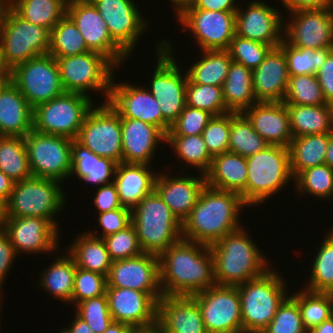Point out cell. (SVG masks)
<instances>
[{"label":"cell","instance_id":"6da1fadb","mask_svg":"<svg viewBox=\"0 0 333 333\" xmlns=\"http://www.w3.org/2000/svg\"><path fill=\"white\" fill-rule=\"evenodd\" d=\"M158 257L164 296H192L216 284L208 245L181 238Z\"/></svg>","mask_w":333,"mask_h":333},{"label":"cell","instance_id":"7a4b0ae2","mask_svg":"<svg viewBox=\"0 0 333 333\" xmlns=\"http://www.w3.org/2000/svg\"><path fill=\"white\" fill-rule=\"evenodd\" d=\"M243 206L247 205L240 194L205 185L190 215L182 223V238L208 246L214 244L242 227L239 214Z\"/></svg>","mask_w":333,"mask_h":333},{"label":"cell","instance_id":"3957f363","mask_svg":"<svg viewBox=\"0 0 333 333\" xmlns=\"http://www.w3.org/2000/svg\"><path fill=\"white\" fill-rule=\"evenodd\" d=\"M250 237L242 226L209 246L217 285L237 286L270 269L264 253Z\"/></svg>","mask_w":333,"mask_h":333},{"label":"cell","instance_id":"277c9868","mask_svg":"<svg viewBox=\"0 0 333 333\" xmlns=\"http://www.w3.org/2000/svg\"><path fill=\"white\" fill-rule=\"evenodd\" d=\"M131 224L144 253L159 256L182 238V223L155 190L131 210Z\"/></svg>","mask_w":333,"mask_h":333},{"label":"cell","instance_id":"5b68a950","mask_svg":"<svg viewBox=\"0 0 333 333\" xmlns=\"http://www.w3.org/2000/svg\"><path fill=\"white\" fill-rule=\"evenodd\" d=\"M285 282L281 273L272 268L255 279L237 285L243 332L261 333L269 325L278 306L288 296Z\"/></svg>","mask_w":333,"mask_h":333},{"label":"cell","instance_id":"8992f818","mask_svg":"<svg viewBox=\"0 0 333 333\" xmlns=\"http://www.w3.org/2000/svg\"><path fill=\"white\" fill-rule=\"evenodd\" d=\"M246 161L247 206L260 205L284 189L288 182L294 183L287 147L269 145L262 151L247 157Z\"/></svg>","mask_w":333,"mask_h":333},{"label":"cell","instance_id":"52a82bcc","mask_svg":"<svg viewBox=\"0 0 333 333\" xmlns=\"http://www.w3.org/2000/svg\"><path fill=\"white\" fill-rule=\"evenodd\" d=\"M60 183L34 176L15 182L6 202L7 217H43L58 228L55 215L66 206V194L63 193Z\"/></svg>","mask_w":333,"mask_h":333},{"label":"cell","instance_id":"ba28073f","mask_svg":"<svg viewBox=\"0 0 333 333\" xmlns=\"http://www.w3.org/2000/svg\"><path fill=\"white\" fill-rule=\"evenodd\" d=\"M60 80L65 92L89 96V92L101 91L108 101L113 73L117 67L104 55L89 51L79 55L55 58ZM114 70V71H113ZM89 91V92H88Z\"/></svg>","mask_w":333,"mask_h":333},{"label":"cell","instance_id":"9c48e42d","mask_svg":"<svg viewBox=\"0 0 333 333\" xmlns=\"http://www.w3.org/2000/svg\"><path fill=\"white\" fill-rule=\"evenodd\" d=\"M93 103L85 95L64 92L33 108V130L76 139Z\"/></svg>","mask_w":333,"mask_h":333},{"label":"cell","instance_id":"30bf717a","mask_svg":"<svg viewBox=\"0 0 333 333\" xmlns=\"http://www.w3.org/2000/svg\"><path fill=\"white\" fill-rule=\"evenodd\" d=\"M157 42L156 53L158 63L155 66L148 91L160 104L163 118L172 125L182 113L185 105L187 74L182 75L173 57V44L163 40Z\"/></svg>","mask_w":333,"mask_h":333},{"label":"cell","instance_id":"8fae6325","mask_svg":"<svg viewBox=\"0 0 333 333\" xmlns=\"http://www.w3.org/2000/svg\"><path fill=\"white\" fill-rule=\"evenodd\" d=\"M50 31L19 16L11 7L0 27V48L13 69L37 56L49 53Z\"/></svg>","mask_w":333,"mask_h":333},{"label":"cell","instance_id":"7c38bea8","mask_svg":"<svg viewBox=\"0 0 333 333\" xmlns=\"http://www.w3.org/2000/svg\"><path fill=\"white\" fill-rule=\"evenodd\" d=\"M24 141L29 166L34 177L63 182L70 177L72 168V139L31 130Z\"/></svg>","mask_w":333,"mask_h":333},{"label":"cell","instance_id":"4fadbf2b","mask_svg":"<svg viewBox=\"0 0 333 333\" xmlns=\"http://www.w3.org/2000/svg\"><path fill=\"white\" fill-rule=\"evenodd\" d=\"M76 140L92 153L122 163L121 119L108 101L91 108Z\"/></svg>","mask_w":333,"mask_h":333},{"label":"cell","instance_id":"5bb4252c","mask_svg":"<svg viewBox=\"0 0 333 333\" xmlns=\"http://www.w3.org/2000/svg\"><path fill=\"white\" fill-rule=\"evenodd\" d=\"M11 82L33 108L65 92L57 61L49 53L14 67Z\"/></svg>","mask_w":333,"mask_h":333},{"label":"cell","instance_id":"9a60e30c","mask_svg":"<svg viewBox=\"0 0 333 333\" xmlns=\"http://www.w3.org/2000/svg\"><path fill=\"white\" fill-rule=\"evenodd\" d=\"M192 297L199 305L207 333L243 332L237 286L215 284Z\"/></svg>","mask_w":333,"mask_h":333},{"label":"cell","instance_id":"2e32d148","mask_svg":"<svg viewBox=\"0 0 333 333\" xmlns=\"http://www.w3.org/2000/svg\"><path fill=\"white\" fill-rule=\"evenodd\" d=\"M177 20L182 31H191L200 50H227L236 34V11L182 9Z\"/></svg>","mask_w":333,"mask_h":333},{"label":"cell","instance_id":"e0dca14e","mask_svg":"<svg viewBox=\"0 0 333 333\" xmlns=\"http://www.w3.org/2000/svg\"><path fill=\"white\" fill-rule=\"evenodd\" d=\"M104 19L112 39L130 56L148 21L133 0H89ZM140 12V13H139ZM146 19V20H145ZM145 30V31H144Z\"/></svg>","mask_w":333,"mask_h":333},{"label":"cell","instance_id":"ac0fdd59","mask_svg":"<svg viewBox=\"0 0 333 333\" xmlns=\"http://www.w3.org/2000/svg\"><path fill=\"white\" fill-rule=\"evenodd\" d=\"M291 14V15H290ZM284 23L283 39L295 48L333 47V10L311 9L289 13Z\"/></svg>","mask_w":333,"mask_h":333},{"label":"cell","instance_id":"d6986e66","mask_svg":"<svg viewBox=\"0 0 333 333\" xmlns=\"http://www.w3.org/2000/svg\"><path fill=\"white\" fill-rule=\"evenodd\" d=\"M107 287L129 288L150 294L157 302L163 296L160 286L159 257L151 253L113 261Z\"/></svg>","mask_w":333,"mask_h":333},{"label":"cell","instance_id":"ffe728a7","mask_svg":"<svg viewBox=\"0 0 333 333\" xmlns=\"http://www.w3.org/2000/svg\"><path fill=\"white\" fill-rule=\"evenodd\" d=\"M66 14L76 24L90 51L104 55L116 67L129 57L112 39L104 19L89 0L66 6Z\"/></svg>","mask_w":333,"mask_h":333},{"label":"cell","instance_id":"44dd1931","mask_svg":"<svg viewBox=\"0 0 333 333\" xmlns=\"http://www.w3.org/2000/svg\"><path fill=\"white\" fill-rule=\"evenodd\" d=\"M108 102L123 118L138 119L154 125L165 135L171 128L162 116L159 102L145 85L139 87L128 82L116 84L112 79Z\"/></svg>","mask_w":333,"mask_h":333},{"label":"cell","instance_id":"7402d4cb","mask_svg":"<svg viewBox=\"0 0 333 333\" xmlns=\"http://www.w3.org/2000/svg\"><path fill=\"white\" fill-rule=\"evenodd\" d=\"M2 230L8 235L17 255L57 252L59 228L43 217H7ZM30 253V254H29Z\"/></svg>","mask_w":333,"mask_h":333},{"label":"cell","instance_id":"603a6c76","mask_svg":"<svg viewBox=\"0 0 333 333\" xmlns=\"http://www.w3.org/2000/svg\"><path fill=\"white\" fill-rule=\"evenodd\" d=\"M246 7L236 10V35L273 48L279 47L284 30L281 12L261 0H253Z\"/></svg>","mask_w":333,"mask_h":333},{"label":"cell","instance_id":"cb8c5ba5","mask_svg":"<svg viewBox=\"0 0 333 333\" xmlns=\"http://www.w3.org/2000/svg\"><path fill=\"white\" fill-rule=\"evenodd\" d=\"M108 306L113 321L131 328H145L157 324L158 302L148 293L107 287Z\"/></svg>","mask_w":333,"mask_h":333},{"label":"cell","instance_id":"d4e9b609","mask_svg":"<svg viewBox=\"0 0 333 333\" xmlns=\"http://www.w3.org/2000/svg\"><path fill=\"white\" fill-rule=\"evenodd\" d=\"M166 174V175H164ZM206 185L204 174L195 176H168L158 172L155 178L154 190L169 207L181 223L190 215L196 205L202 189Z\"/></svg>","mask_w":333,"mask_h":333},{"label":"cell","instance_id":"484cf974","mask_svg":"<svg viewBox=\"0 0 333 333\" xmlns=\"http://www.w3.org/2000/svg\"><path fill=\"white\" fill-rule=\"evenodd\" d=\"M157 324L162 333H207L197 301L192 296H162Z\"/></svg>","mask_w":333,"mask_h":333},{"label":"cell","instance_id":"4316f807","mask_svg":"<svg viewBox=\"0 0 333 333\" xmlns=\"http://www.w3.org/2000/svg\"><path fill=\"white\" fill-rule=\"evenodd\" d=\"M289 78L283 50L280 47L272 48L252 71V86L257 102H283Z\"/></svg>","mask_w":333,"mask_h":333},{"label":"cell","instance_id":"83f0119b","mask_svg":"<svg viewBox=\"0 0 333 333\" xmlns=\"http://www.w3.org/2000/svg\"><path fill=\"white\" fill-rule=\"evenodd\" d=\"M120 119L122 163L151 165L157 145L166 142V135L158 127L138 119H128L122 116Z\"/></svg>","mask_w":333,"mask_h":333},{"label":"cell","instance_id":"f1b7e54d","mask_svg":"<svg viewBox=\"0 0 333 333\" xmlns=\"http://www.w3.org/2000/svg\"><path fill=\"white\" fill-rule=\"evenodd\" d=\"M242 114L269 145L289 147L293 135L284 102H256Z\"/></svg>","mask_w":333,"mask_h":333},{"label":"cell","instance_id":"f546056e","mask_svg":"<svg viewBox=\"0 0 333 333\" xmlns=\"http://www.w3.org/2000/svg\"><path fill=\"white\" fill-rule=\"evenodd\" d=\"M33 129V107L9 82L0 93V136L25 137Z\"/></svg>","mask_w":333,"mask_h":333},{"label":"cell","instance_id":"4dcf8cb0","mask_svg":"<svg viewBox=\"0 0 333 333\" xmlns=\"http://www.w3.org/2000/svg\"><path fill=\"white\" fill-rule=\"evenodd\" d=\"M247 177L246 158L229 151L213 156L211 167L205 174L207 186L238 193L245 204Z\"/></svg>","mask_w":333,"mask_h":333},{"label":"cell","instance_id":"1f68e13d","mask_svg":"<svg viewBox=\"0 0 333 333\" xmlns=\"http://www.w3.org/2000/svg\"><path fill=\"white\" fill-rule=\"evenodd\" d=\"M151 168L147 164H117L113 183L123 207L132 210L154 190L157 173Z\"/></svg>","mask_w":333,"mask_h":333},{"label":"cell","instance_id":"d6a6232c","mask_svg":"<svg viewBox=\"0 0 333 333\" xmlns=\"http://www.w3.org/2000/svg\"><path fill=\"white\" fill-rule=\"evenodd\" d=\"M72 168L70 178L78 176L84 183L96 184L100 187L112 183L117 163L92 153L76 139L71 142ZM75 175V176H74ZM110 180V181H109Z\"/></svg>","mask_w":333,"mask_h":333},{"label":"cell","instance_id":"836d02e7","mask_svg":"<svg viewBox=\"0 0 333 333\" xmlns=\"http://www.w3.org/2000/svg\"><path fill=\"white\" fill-rule=\"evenodd\" d=\"M293 138L333 132V105L286 104Z\"/></svg>","mask_w":333,"mask_h":333},{"label":"cell","instance_id":"e575fe53","mask_svg":"<svg viewBox=\"0 0 333 333\" xmlns=\"http://www.w3.org/2000/svg\"><path fill=\"white\" fill-rule=\"evenodd\" d=\"M330 134L295 137L289 144L290 168L294 179L304 170L325 164Z\"/></svg>","mask_w":333,"mask_h":333},{"label":"cell","instance_id":"d590c367","mask_svg":"<svg viewBox=\"0 0 333 333\" xmlns=\"http://www.w3.org/2000/svg\"><path fill=\"white\" fill-rule=\"evenodd\" d=\"M78 235L70 248L65 249L74 259L76 267L108 276L112 261L104 240L87 231Z\"/></svg>","mask_w":333,"mask_h":333},{"label":"cell","instance_id":"8d00e7d4","mask_svg":"<svg viewBox=\"0 0 333 333\" xmlns=\"http://www.w3.org/2000/svg\"><path fill=\"white\" fill-rule=\"evenodd\" d=\"M223 98L231 112L242 113L257 102L252 86V70L231 62L222 86Z\"/></svg>","mask_w":333,"mask_h":333},{"label":"cell","instance_id":"74e56055","mask_svg":"<svg viewBox=\"0 0 333 333\" xmlns=\"http://www.w3.org/2000/svg\"><path fill=\"white\" fill-rule=\"evenodd\" d=\"M76 264L72 256L60 254L40 276V287L55 299L71 305Z\"/></svg>","mask_w":333,"mask_h":333},{"label":"cell","instance_id":"f35d334b","mask_svg":"<svg viewBox=\"0 0 333 333\" xmlns=\"http://www.w3.org/2000/svg\"><path fill=\"white\" fill-rule=\"evenodd\" d=\"M200 52L203 54L200 60L193 62L189 69H186L188 80L191 83L222 87L232 62L229 52L227 50Z\"/></svg>","mask_w":333,"mask_h":333},{"label":"cell","instance_id":"ab89813d","mask_svg":"<svg viewBox=\"0 0 333 333\" xmlns=\"http://www.w3.org/2000/svg\"><path fill=\"white\" fill-rule=\"evenodd\" d=\"M0 171L14 182L32 177L24 137L0 136Z\"/></svg>","mask_w":333,"mask_h":333},{"label":"cell","instance_id":"60d3db41","mask_svg":"<svg viewBox=\"0 0 333 333\" xmlns=\"http://www.w3.org/2000/svg\"><path fill=\"white\" fill-rule=\"evenodd\" d=\"M11 8L25 20L49 31L66 15V6L60 0H11Z\"/></svg>","mask_w":333,"mask_h":333},{"label":"cell","instance_id":"b9f144b4","mask_svg":"<svg viewBox=\"0 0 333 333\" xmlns=\"http://www.w3.org/2000/svg\"><path fill=\"white\" fill-rule=\"evenodd\" d=\"M89 51L76 24L67 14L50 31L49 54L54 58L79 55Z\"/></svg>","mask_w":333,"mask_h":333},{"label":"cell","instance_id":"7bdbcfd3","mask_svg":"<svg viewBox=\"0 0 333 333\" xmlns=\"http://www.w3.org/2000/svg\"><path fill=\"white\" fill-rule=\"evenodd\" d=\"M291 297L297 302L303 326L306 330L315 327L333 316V294L312 292L305 288Z\"/></svg>","mask_w":333,"mask_h":333},{"label":"cell","instance_id":"ee69618b","mask_svg":"<svg viewBox=\"0 0 333 333\" xmlns=\"http://www.w3.org/2000/svg\"><path fill=\"white\" fill-rule=\"evenodd\" d=\"M168 144L183 163L198 168L200 174H206L212 164L213 156L208 152L202 134L190 136H166Z\"/></svg>","mask_w":333,"mask_h":333},{"label":"cell","instance_id":"f6af8a7d","mask_svg":"<svg viewBox=\"0 0 333 333\" xmlns=\"http://www.w3.org/2000/svg\"><path fill=\"white\" fill-rule=\"evenodd\" d=\"M267 146V141L253 129L242 113L231 112L229 152L247 158Z\"/></svg>","mask_w":333,"mask_h":333},{"label":"cell","instance_id":"bcb514c9","mask_svg":"<svg viewBox=\"0 0 333 333\" xmlns=\"http://www.w3.org/2000/svg\"><path fill=\"white\" fill-rule=\"evenodd\" d=\"M314 260L305 289L312 292L333 294V234L328 232Z\"/></svg>","mask_w":333,"mask_h":333},{"label":"cell","instance_id":"7dc6e473","mask_svg":"<svg viewBox=\"0 0 333 333\" xmlns=\"http://www.w3.org/2000/svg\"><path fill=\"white\" fill-rule=\"evenodd\" d=\"M279 47L283 50L287 59L290 76L313 74L326 61L328 55L333 51V47L322 49L295 48L284 39Z\"/></svg>","mask_w":333,"mask_h":333},{"label":"cell","instance_id":"c3c4849f","mask_svg":"<svg viewBox=\"0 0 333 333\" xmlns=\"http://www.w3.org/2000/svg\"><path fill=\"white\" fill-rule=\"evenodd\" d=\"M294 183L298 194H311L325 201L333 196V170L327 164L302 171Z\"/></svg>","mask_w":333,"mask_h":333},{"label":"cell","instance_id":"681fc988","mask_svg":"<svg viewBox=\"0 0 333 333\" xmlns=\"http://www.w3.org/2000/svg\"><path fill=\"white\" fill-rule=\"evenodd\" d=\"M285 104L318 106L327 104L316 75L290 76Z\"/></svg>","mask_w":333,"mask_h":333},{"label":"cell","instance_id":"f907efd6","mask_svg":"<svg viewBox=\"0 0 333 333\" xmlns=\"http://www.w3.org/2000/svg\"><path fill=\"white\" fill-rule=\"evenodd\" d=\"M186 105L205 110L213 116L231 112L224 101L222 87L191 83L187 80Z\"/></svg>","mask_w":333,"mask_h":333},{"label":"cell","instance_id":"816d5d0a","mask_svg":"<svg viewBox=\"0 0 333 333\" xmlns=\"http://www.w3.org/2000/svg\"><path fill=\"white\" fill-rule=\"evenodd\" d=\"M273 47L234 35L227 49L233 62L256 69Z\"/></svg>","mask_w":333,"mask_h":333},{"label":"cell","instance_id":"f5cc1de1","mask_svg":"<svg viewBox=\"0 0 333 333\" xmlns=\"http://www.w3.org/2000/svg\"><path fill=\"white\" fill-rule=\"evenodd\" d=\"M261 333H307L299 306L290 295L278 306L274 318Z\"/></svg>","mask_w":333,"mask_h":333},{"label":"cell","instance_id":"db71d44e","mask_svg":"<svg viewBox=\"0 0 333 333\" xmlns=\"http://www.w3.org/2000/svg\"><path fill=\"white\" fill-rule=\"evenodd\" d=\"M75 308V313L89 325L94 333H103L113 321L107 294L84 300Z\"/></svg>","mask_w":333,"mask_h":333},{"label":"cell","instance_id":"11a10c76","mask_svg":"<svg viewBox=\"0 0 333 333\" xmlns=\"http://www.w3.org/2000/svg\"><path fill=\"white\" fill-rule=\"evenodd\" d=\"M111 261L139 256L143 253L132 224L117 233L102 238Z\"/></svg>","mask_w":333,"mask_h":333},{"label":"cell","instance_id":"9f6ffc18","mask_svg":"<svg viewBox=\"0 0 333 333\" xmlns=\"http://www.w3.org/2000/svg\"><path fill=\"white\" fill-rule=\"evenodd\" d=\"M107 276L76 267L71 304L106 294Z\"/></svg>","mask_w":333,"mask_h":333},{"label":"cell","instance_id":"6f0895ef","mask_svg":"<svg viewBox=\"0 0 333 333\" xmlns=\"http://www.w3.org/2000/svg\"><path fill=\"white\" fill-rule=\"evenodd\" d=\"M231 128V112L213 116L202 136L208 152L212 155H218L229 151V138Z\"/></svg>","mask_w":333,"mask_h":333},{"label":"cell","instance_id":"680465c9","mask_svg":"<svg viewBox=\"0 0 333 333\" xmlns=\"http://www.w3.org/2000/svg\"><path fill=\"white\" fill-rule=\"evenodd\" d=\"M212 114L185 105L178 119L171 125L166 136H190L202 134Z\"/></svg>","mask_w":333,"mask_h":333},{"label":"cell","instance_id":"91938a15","mask_svg":"<svg viewBox=\"0 0 333 333\" xmlns=\"http://www.w3.org/2000/svg\"><path fill=\"white\" fill-rule=\"evenodd\" d=\"M98 221L99 226L102 228L100 230L102 233L98 234L97 230L95 232L91 230L88 233L97 238H104L108 235L117 233L125 229L131 224V209L126 207H121L118 209L110 210L104 213H99Z\"/></svg>","mask_w":333,"mask_h":333},{"label":"cell","instance_id":"94428289","mask_svg":"<svg viewBox=\"0 0 333 333\" xmlns=\"http://www.w3.org/2000/svg\"><path fill=\"white\" fill-rule=\"evenodd\" d=\"M93 202L98 213H104L122 207L116 186L113 182L98 187Z\"/></svg>","mask_w":333,"mask_h":333},{"label":"cell","instance_id":"6125c7cd","mask_svg":"<svg viewBox=\"0 0 333 333\" xmlns=\"http://www.w3.org/2000/svg\"><path fill=\"white\" fill-rule=\"evenodd\" d=\"M18 255L10 242L8 235L0 229V288H2L8 272L12 267V263L15 261ZM1 293V289H0Z\"/></svg>","mask_w":333,"mask_h":333},{"label":"cell","instance_id":"be15d7a7","mask_svg":"<svg viewBox=\"0 0 333 333\" xmlns=\"http://www.w3.org/2000/svg\"><path fill=\"white\" fill-rule=\"evenodd\" d=\"M316 77L327 104L333 105V51L317 70Z\"/></svg>","mask_w":333,"mask_h":333},{"label":"cell","instance_id":"e7e4bbea","mask_svg":"<svg viewBox=\"0 0 333 333\" xmlns=\"http://www.w3.org/2000/svg\"><path fill=\"white\" fill-rule=\"evenodd\" d=\"M236 0H194L183 9H205L209 11H236Z\"/></svg>","mask_w":333,"mask_h":333},{"label":"cell","instance_id":"03108f58","mask_svg":"<svg viewBox=\"0 0 333 333\" xmlns=\"http://www.w3.org/2000/svg\"><path fill=\"white\" fill-rule=\"evenodd\" d=\"M288 12L311 9H331V0H281Z\"/></svg>","mask_w":333,"mask_h":333},{"label":"cell","instance_id":"003e7915","mask_svg":"<svg viewBox=\"0 0 333 333\" xmlns=\"http://www.w3.org/2000/svg\"><path fill=\"white\" fill-rule=\"evenodd\" d=\"M74 317L75 318L73 319L72 323H70L71 325L66 328L64 327V330L67 333H94L89 325L76 313Z\"/></svg>","mask_w":333,"mask_h":333},{"label":"cell","instance_id":"a7ac6f4b","mask_svg":"<svg viewBox=\"0 0 333 333\" xmlns=\"http://www.w3.org/2000/svg\"><path fill=\"white\" fill-rule=\"evenodd\" d=\"M15 182L0 171V197L6 202L10 198Z\"/></svg>","mask_w":333,"mask_h":333},{"label":"cell","instance_id":"89a4df30","mask_svg":"<svg viewBox=\"0 0 333 333\" xmlns=\"http://www.w3.org/2000/svg\"><path fill=\"white\" fill-rule=\"evenodd\" d=\"M0 81H12V68L7 64L0 48Z\"/></svg>","mask_w":333,"mask_h":333},{"label":"cell","instance_id":"2644e50d","mask_svg":"<svg viewBox=\"0 0 333 333\" xmlns=\"http://www.w3.org/2000/svg\"><path fill=\"white\" fill-rule=\"evenodd\" d=\"M307 333H333V316L325 320L321 324L311 327L307 330Z\"/></svg>","mask_w":333,"mask_h":333},{"label":"cell","instance_id":"8c879c8a","mask_svg":"<svg viewBox=\"0 0 333 333\" xmlns=\"http://www.w3.org/2000/svg\"><path fill=\"white\" fill-rule=\"evenodd\" d=\"M131 327L125 323L112 321L103 333H128Z\"/></svg>","mask_w":333,"mask_h":333},{"label":"cell","instance_id":"753ad0ef","mask_svg":"<svg viewBox=\"0 0 333 333\" xmlns=\"http://www.w3.org/2000/svg\"><path fill=\"white\" fill-rule=\"evenodd\" d=\"M325 164H327L333 170V132L330 133L329 144L325 157Z\"/></svg>","mask_w":333,"mask_h":333},{"label":"cell","instance_id":"34e18365","mask_svg":"<svg viewBox=\"0 0 333 333\" xmlns=\"http://www.w3.org/2000/svg\"><path fill=\"white\" fill-rule=\"evenodd\" d=\"M128 333H162L158 324L145 328H131Z\"/></svg>","mask_w":333,"mask_h":333},{"label":"cell","instance_id":"11e5206c","mask_svg":"<svg viewBox=\"0 0 333 333\" xmlns=\"http://www.w3.org/2000/svg\"><path fill=\"white\" fill-rule=\"evenodd\" d=\"M11 7V0H0V27L5 20L7 11Z\"/></svg>","mask_w":333,"mask_h":333},{"label":"cell","instance_id":"2a66077c","mask_svg":"<svg viewBox=\"0 0 333 333\" xmlns=\"http://www.w3.org/2000/svg\"><path fill=\"white\" fill-rule=\"evenodd\" d=\"M174 5V11L179 13L184 7L190 5L194 0H168Z\"/></svg>","mask_w":333,"mask_h":333},{"label":"cell","instance_id":"b9fcfbb0","mask_svg":"<svg viewBox=\"0 0 333 333\" xmlns=\"http://www.w3.org/2000/svg\"><path fill=\"white\" fill-rule=\"evenodd\" d=\"M6 219H7L6 201L0 197V229H2Z\"/></svg>","mask_w":333,"mask_h":333},{"label":"cell","instance_id":"09005b40","mask_svg":"<svg viewBox=\"0 0 333 333\" xmlns=\"http://www.w3.org/2000/svg\"><path fill=\"white\" fill-rule=\"evenodd\" d=\"M65 6H68L70 4L78 3V2H83L87 0H60Z\"/></svg>","mask_w":333,"mask_h":333},{"label":"cell","instance_id":"979ff035","mask_svg":"<svg viewBox=\"0 0 333 333\" xmlns=\"http://www.w3.org/2000/svg\"><path fill=\"white\" fill-rule=\"evenodd\" d=\"M11 81H0V93L2 91V89Z\"/></svg>","mask_w":333,"mask_h":333},{"label":"cell","instance_id":"deb4b68c","mask_svg":"<svg viewBox=\"0 0 333 333\" xmlns=\"http://www.w3.org/2000/svg\"><path fill=\"white\" fill-rule=\"evenodd\" d=\"M2 302H3V301H2V297H1V295H0V310H1V308H2V307H1V306H2ZM1 312H2V311H0V313H1ZM0 321H1V320H0ZM0 323H1V322H0Z\"/></svg>","mask_w":333,"mask_h":333},{"label":"cell","instance_id":"67dfc351","mask_svg":"<svg viewBox=\"0 0 333 333\" xmlns=\"http://www.w3.org/2000/svg\"><path fill=\"white\" fill-rule=\"evenodd\" d=\"M331 9L333 10V0H331Z\"/></svg>","mask_w":333,"mask_h":333},{"label":"cell","instance_id":"b62a3aed","mask_svg":"<svg viewBox=\"0 0 333 333\" xmlns=\"http://www.w3.org/2000/svg\"><path fill=\"white\" fill-rule=\"evenodd\" d=\"M60 333H67L65 330H61V332Z\"/></svg>","mask_w":333,"mask_h":333}]
</instances>
